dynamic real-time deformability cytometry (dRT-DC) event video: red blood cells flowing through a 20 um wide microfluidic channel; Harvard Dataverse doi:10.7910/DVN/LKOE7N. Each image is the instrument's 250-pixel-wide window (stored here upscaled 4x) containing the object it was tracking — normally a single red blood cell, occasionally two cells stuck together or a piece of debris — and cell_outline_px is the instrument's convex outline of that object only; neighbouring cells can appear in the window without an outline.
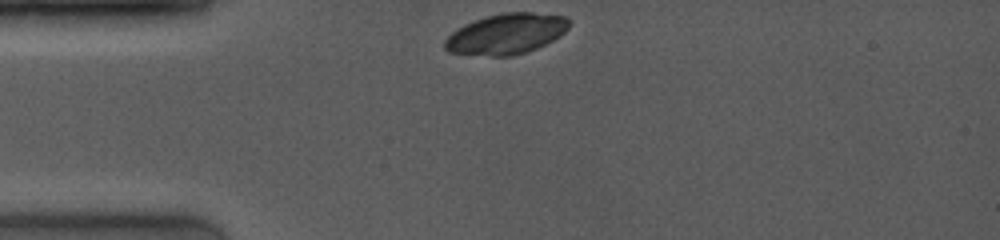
{"species": "common noctule bat (a hibernating species)", "species_latin": "Nyctalus noctula", "temperature_condition": "room temperature", "stored_images_in_passage": 13, "camera_frame_rate_fps": 4000, "um_per_image_px": 0.085, "animal": {"sex": "female", "body_mass_g": 19.0, "forearm_length_mm": 53.3}, "frame": {"image": 1, "passage_image": 1, "time_ms": 0.0, "image_size_px": [1000, 240], "cell_outline_px": [[572, 20], [568, 28], [560, 36], [536, 48], [512, 56], [492, 56], [448, 52], [444, 48], [444, 40], [456, 28], [464, 24], [488, 16], [504, 12], [532, 12], [564, 16]], "centroid_in_image_um": [43.03, 2.87], "position_along_channel_um": 42.0, "area_um2": 29.3}}